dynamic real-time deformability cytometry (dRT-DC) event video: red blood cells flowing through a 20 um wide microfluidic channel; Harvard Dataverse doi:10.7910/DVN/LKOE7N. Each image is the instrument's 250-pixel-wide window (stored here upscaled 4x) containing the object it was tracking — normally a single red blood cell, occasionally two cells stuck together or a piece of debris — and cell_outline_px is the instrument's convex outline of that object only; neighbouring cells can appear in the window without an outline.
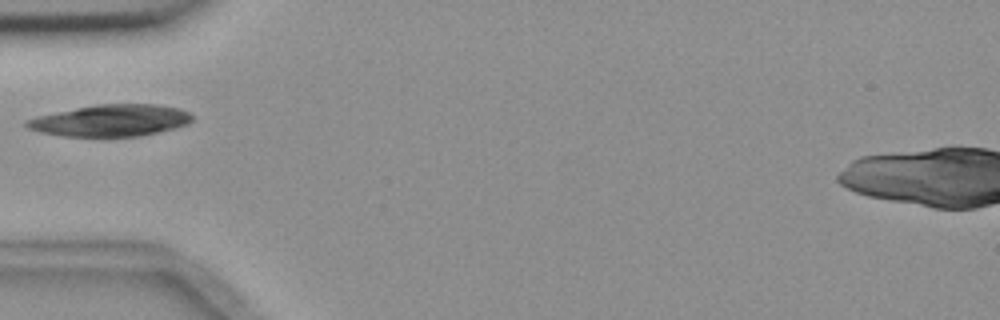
{"species": "common noctule bat (a hibernating species)", "species_latin": "Nyctalus noctula", "temperature_condition": "room temperature", "stored_images_in_passage": 1, "camera_frame_rate_fps": 3000, "um_per_image_px": 0.085, "animal": {"sex": "female", "body_mass_g": 18.4}, "frame": {"image": 1, "passage_image": 1, "time_ms": 0.0, "image_size_px": [1000, 320], "cell_outline_px": [[192, 120], [188, 124], [176, 128], [140, 136], [60, 136], [40, 132], [28, 128], [24, 124], [24, 120], [36, 116], [96, 104], [156, 104], [180, 108], [188, 112], [192, 116]], "centroid_in_image_um": [9.41, 10.24], "position_along_channel_um": 75.6, "area_um2": 30.63}}